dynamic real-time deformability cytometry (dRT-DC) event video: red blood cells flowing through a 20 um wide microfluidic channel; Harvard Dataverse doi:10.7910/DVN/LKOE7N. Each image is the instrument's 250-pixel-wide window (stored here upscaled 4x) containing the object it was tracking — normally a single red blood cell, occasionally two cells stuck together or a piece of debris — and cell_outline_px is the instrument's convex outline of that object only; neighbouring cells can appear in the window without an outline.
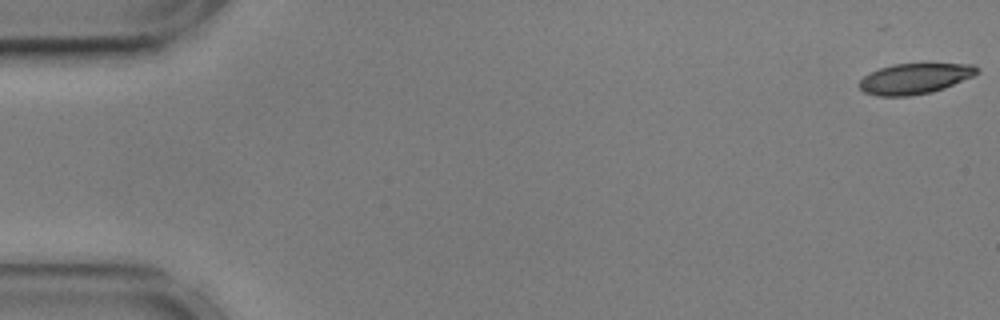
{"species": "common noctule bat (a hibernating species)", "species_latin": "Nyctalus noctula", "temperature_condition": "cold", "stored_images_in_passage": 8, "camera_frame_rate_fps": 3000, "um_per_image_px": 0.085, "animal": {"sex": "male", "body_mass_g": 17.9, "forearm_length_mm": 54.2}, "frame": {"image": 1, "passage_image": 1, "time_ms": 0.0, "image_size_px": [1000, 320], "cell_outline_px": [[980, 72], [972, 76], [944, 88], [932, 92], [912, 96], [876, 96], [864, 92], [856, 84], [864, 76], [880, 68], [892, 64], [972, 64], [980, 68]], "centroid_in_image_um": [77.73, 6.69], "position_along_channel_um": 7.3, "area_um2": 20.98}}